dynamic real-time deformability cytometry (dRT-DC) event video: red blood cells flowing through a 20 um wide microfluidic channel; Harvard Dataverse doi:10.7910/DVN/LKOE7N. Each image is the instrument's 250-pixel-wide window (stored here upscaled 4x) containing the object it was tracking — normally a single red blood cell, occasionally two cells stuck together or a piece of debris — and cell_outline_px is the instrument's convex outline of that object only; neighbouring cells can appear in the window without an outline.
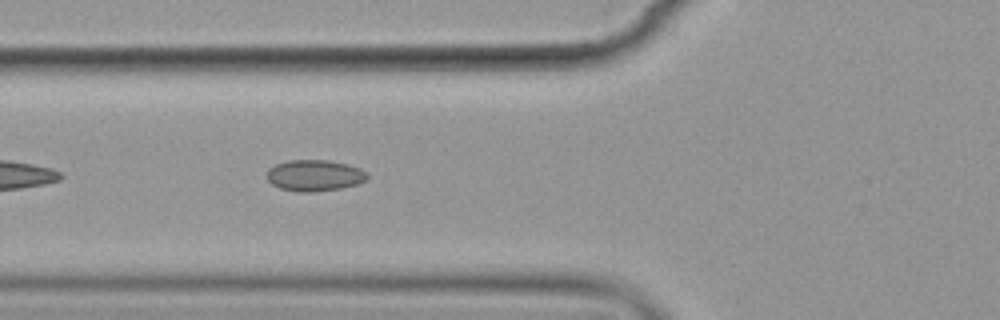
{"species": "common noctule bat (a hibernating species)", "species_latin": "Nyctalus noctula", "temperature_condition": "cold", "stored_images_in_passage": 7, "camera_frame_rate_fps": 3000, "um_per_image_px": 0.085, "animal": {"sex": "female", "body_mass_g": 19.9}, "frame": {"image": 1, "passage_image": 7, "time_ms": 7.0, "image_size_px": [1000, 320], "cell_outline_px": [[368, 176], [364, 180], [356, 184], [340, 188], [316, 192], [296, 192], [280, 188], [272, 184], [268, 180], [268, 168], [276, 164], [288, 160], [328, 160], [348, 164], [360, 168], [368, 172]], "centroid_in_image_um": [26.73, 14.91], "position_along_channel_um": 99.1, "area_um2": 18.32}}